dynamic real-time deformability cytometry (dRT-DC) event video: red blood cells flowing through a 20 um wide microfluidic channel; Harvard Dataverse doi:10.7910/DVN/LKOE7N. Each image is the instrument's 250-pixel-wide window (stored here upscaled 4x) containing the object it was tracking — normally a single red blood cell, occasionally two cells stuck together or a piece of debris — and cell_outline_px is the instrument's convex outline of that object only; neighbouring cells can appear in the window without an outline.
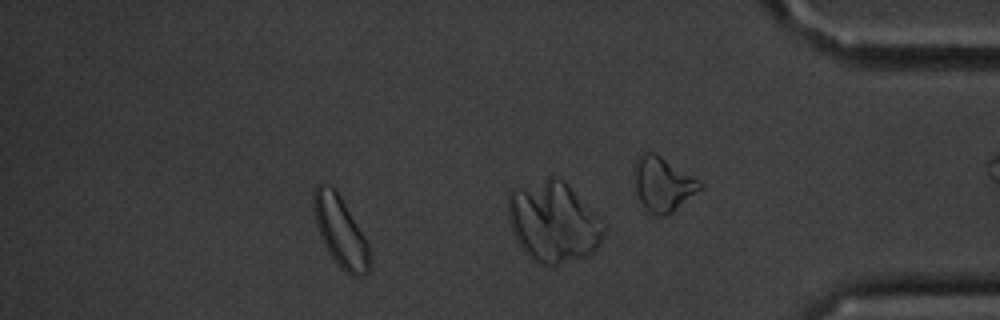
{"species": "common noctule bat (a hibernating species)", "species_latin": "Nyctalus noctula", "temperature_condition": "cold", "stored_images_in_passage": 48, "camera_frame_rate_fps": 3000, "um_per_image_px": 0.085, "animal": {"sex": "male", "body_mass_g": 20.1, "forearm_length_mm": 53.5}, "frame": {"image": 1, "passage_image": 41, "time_ms": 13.333, "image_size_px": [1000, 320], "cell_outline_px": [[372, 268], [364, 276], [352, 276], [344, 272], [340, 268], [328, 252], [320, 236], [316, 224], [312, 208], [312, 196], [316, 188], [320, 184], [332, 188], [340, 196], [364, 236], [368, 244], [372, 260]], "centroid_in_image_um": [28.96, 19.77], "position_along_channel_um": 406.2, "area_um2": 23.0}}